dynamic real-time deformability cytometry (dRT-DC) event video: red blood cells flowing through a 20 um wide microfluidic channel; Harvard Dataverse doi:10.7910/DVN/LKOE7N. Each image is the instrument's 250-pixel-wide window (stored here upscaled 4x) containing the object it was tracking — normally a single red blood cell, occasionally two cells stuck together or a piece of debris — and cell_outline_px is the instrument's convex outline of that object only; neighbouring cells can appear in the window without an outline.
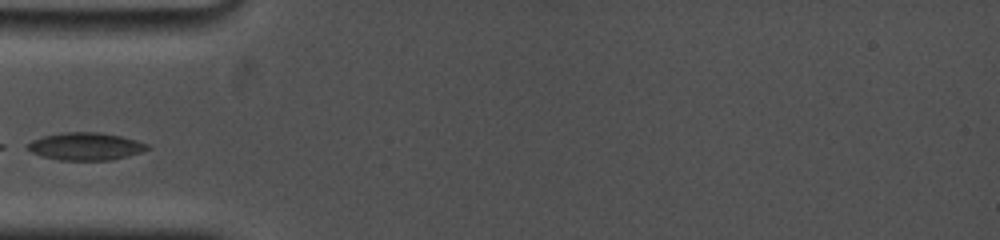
{"species": "common noctule bat (a hibernating species)", "species_latin": "Nyctalus noctula", "temperature_condition": "cold", "stored_images_in_passage": 21, "camera_frame_rate_fps": 5000, "um_per_image_px": 0.085, "animal": {"sex": "female", "body_mass_g": 19.0, "forearm_length_mm": 53.3}, "frame": {"image": 1, "passage_image": 1, "time_ms": 0.0, "image_size_px": [1000, 240], "cell_outline_px": [[152, 148], [128, 156], [112, 160], [60, 160], [44, 156], [32, 152], [28, 148], [28, 144], [32, 140], [44, 136], [64, 132], [100, 132], [120, 136], [136, 140], [148, 144]], "centroid_in_image_um": [7.33, 12.44], "position_along_channel_um": 77.7, "area_um2": 19.07}}
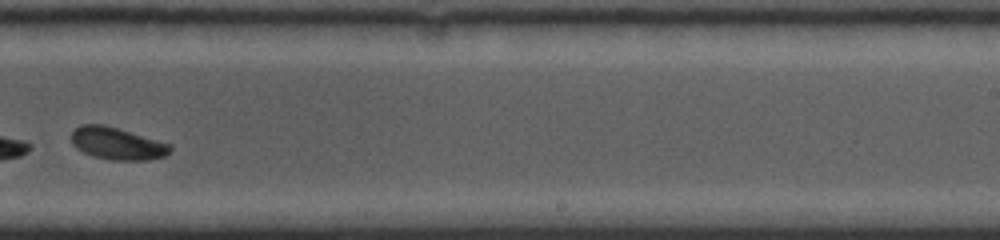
{"frame": {"image": 2, "passage_image": 15, "time_ms": 5.4, "image_size_px": [1000, 240], "cell_outline_px": [[172, 152], [164, 156], [148, 160], [108, 160], [92, 156], [76, 148], [72, 144], [72, 132], [76, 128], [84, 124], [104, 124], [172, 144]], "centroid_in_image_um": [9.99, 12.21], "position_along_channel_um": 279.0, "area_um2": 18.67}}